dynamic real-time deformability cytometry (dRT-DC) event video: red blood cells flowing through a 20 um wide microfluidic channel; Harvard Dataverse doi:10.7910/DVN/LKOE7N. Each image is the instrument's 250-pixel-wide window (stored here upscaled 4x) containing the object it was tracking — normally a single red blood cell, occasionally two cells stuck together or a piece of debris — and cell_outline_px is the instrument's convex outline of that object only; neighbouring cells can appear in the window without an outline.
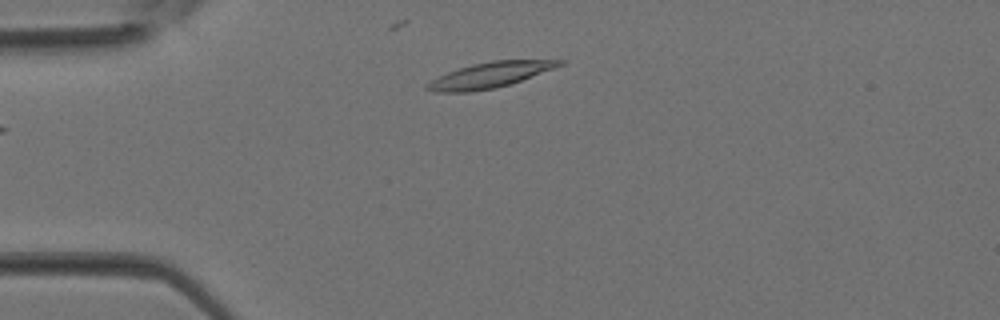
{"species": "Egyptian fruit bat (a non-hibernating species)", "species_latin": "Rousettus aegyptiacus", "temperature_condition": "room temperature", "stored_images_in_passage": 30, "camera_frame_rate_fps": 3000, "um_per_image_px": 0.085, "animal": {"sex": "female"}, "frame": {"image": 1, "passage_image": 1, "time_ms": 0.0, "image_size_px": [1000, 320], "cell_outline_px": [[568, 60], [564, 64], [520, 80], [496, 88], [468, 92], [436, 92], [424, 88], [424, 84], [448, 72], [472, 64], [492, 60]], "centroid_in_image_um": [41.6, 6.38], "position_along_channel_um": 43.4, "area_um2": 19.31}}
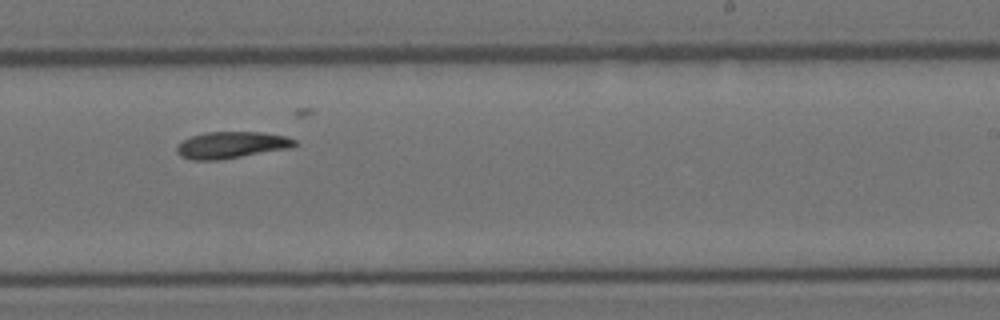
{"frame": {"image": 2, "passage_image": 15, "time_ms": 4.667, "image_size_px": [1000, 320], "cell_outline_px": [[296, 144], [292, 148], [220, 160], [192, 160], [180, 156], [176, 152], [176, 148], [184, 140], [192, 136], [204, 132], [264, 132], [284, 136], [296, 140]], "centroid_in_image_um": [19.68, 12.33], "position_along_channel_um": 269.3, "area_um2": 18.38}}
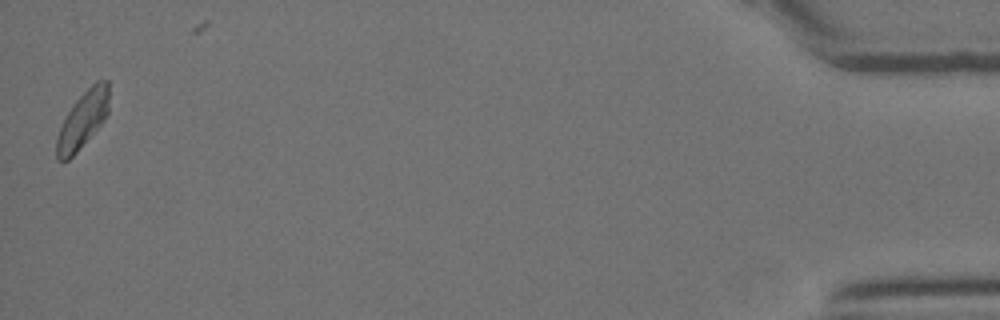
{"frame": {"image": 3, "passage_image": 29, "time_ms": 9.333, "image_size_px": [1000, 320], "cell_outline_px": [[108, 112], [104, 120], [76, 152], [68, 160], [56, 160], [56, 140], [60, 128], [72, 104], [96, 80], [108, 80]], "centroid_in_image_um": [7.03, 10.17], "position_along_channel_um": 428.2, "area_um2": 16.94}}